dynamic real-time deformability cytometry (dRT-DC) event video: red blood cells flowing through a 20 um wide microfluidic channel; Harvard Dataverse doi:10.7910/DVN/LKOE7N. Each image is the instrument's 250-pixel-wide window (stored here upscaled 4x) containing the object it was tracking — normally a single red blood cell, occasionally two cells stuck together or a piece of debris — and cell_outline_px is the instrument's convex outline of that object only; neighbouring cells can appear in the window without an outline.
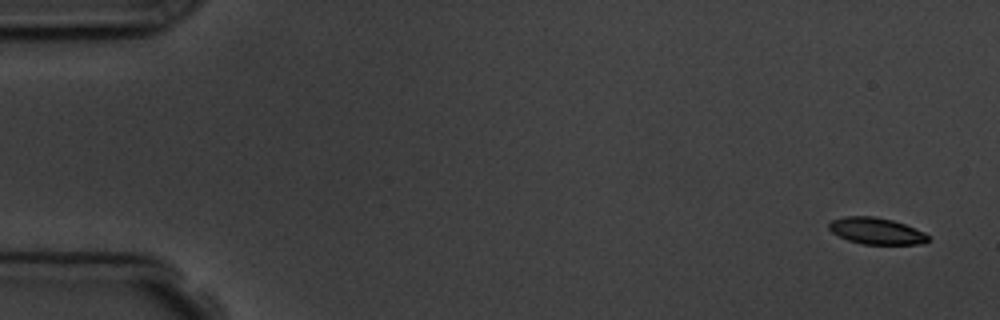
{"species": "common noctule bat (a hibernating species)", "species_latin": "Nyctalus noctula", "temperature_condition": "room temperature", "stored_images_in_passage": 5, "camera_frame_rate_fps": 3000, "um_per_image_px": 0.085, "animal": {"sex": "male", "body_mass_g": 19.5, "forearm_length_mm": 54.6}, "frame": {"image": 1, "passage_image": 1, "time_ms": 0.0, "image_size_px": [1000, 320], "cell_outline_px": [[928, 240], [924, 244], [864, 244], [848, 240], [832, 232], [828, 228], [828, 224], [832, 220], [844, 216], [872, 216], [892, 220], [904, 224], [924, 232], [928, 236]], "centroid_in_image_um": [74.47, 19.63], "position_along_channel_um": 10.5, "area_um2": 15.2}}
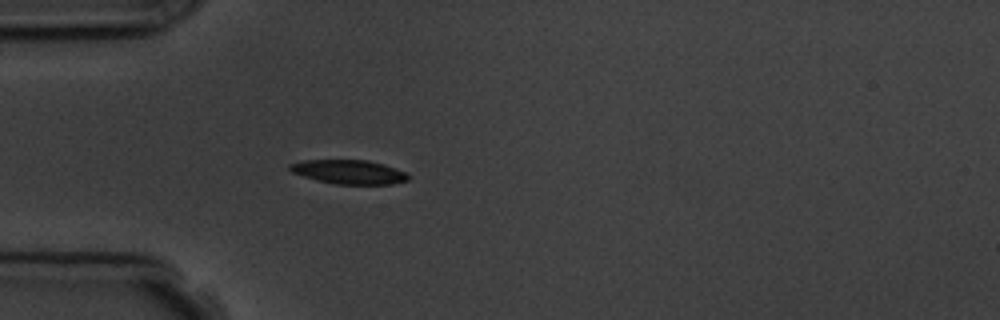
{"frame": {"image": 2, "passage_image": 5, "time_ms": 4.667, "image_size_px": [1000, 320], "cell_outline_px": [[408, 180], [392, 184], [336, 184], [316, 180], [292, 172], [288, 168], [288, 164], [304, 160], [368, 160], [384, 164], [404, 172], [408, 176]], "centroid_in_image_um": [29.63, 14.61], "position_along_channel_um": 55.4, "area_um2": 16.47}}